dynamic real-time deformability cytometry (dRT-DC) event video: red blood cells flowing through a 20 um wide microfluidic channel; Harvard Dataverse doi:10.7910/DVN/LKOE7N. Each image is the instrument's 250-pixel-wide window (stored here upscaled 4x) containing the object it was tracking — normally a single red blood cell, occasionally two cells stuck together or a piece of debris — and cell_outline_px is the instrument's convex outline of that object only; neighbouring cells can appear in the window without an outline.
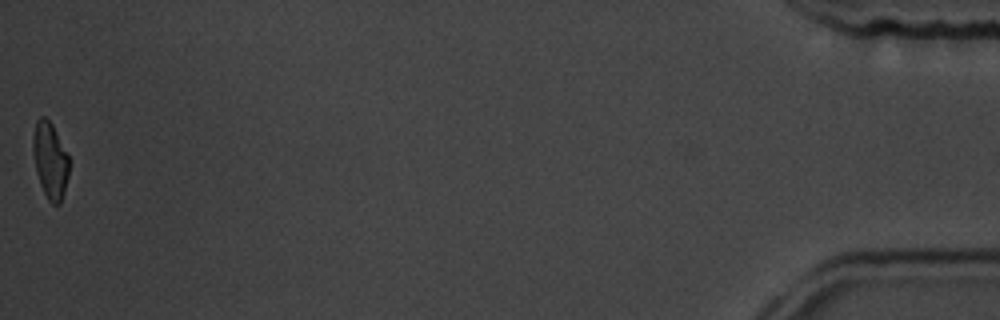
{"species": "common noctule bat (a hibernating species)", "species_latin": "Nyctalus noctula", "temperature_condition": "room temperature", "stored_images_in_passage": 14, "camera_frame_rate_fps": 3000, "um_per_image_px": 0.085, "animal": {"sex": "male", "body_mass_g": 19.5, "forearm_length_mm": 54.6}, "frame": {"image": 1, "passage_image": 14, "time_ms": 14.667, "image_size_px": [1000, 320], "cell_outline_px": [[68, 176], [64, 192], [60, 204], [52, 204], [48, 200], [40, 184], [36, 172], [32, 152], [32, 140], [36, 120], [40, 116], [44, 116], [52, 124], [68, 156]], "centroid_in_image_um": [4.23, 13.63], "position_along_channel_um": 431.0, "area_um2": 15.95}, "authors_computed_cell_mechanics": {"area_um2": 20.0855, "velocity_mm_per_s": 3.6388, "shape_relaxation_time_tau1_ms": 3.1123, "shape_relaxation_time_tau2_ms": 1.2885, "deformation_change_tau1": 0.1036, "deformation_change_tau2": 0.0489}}